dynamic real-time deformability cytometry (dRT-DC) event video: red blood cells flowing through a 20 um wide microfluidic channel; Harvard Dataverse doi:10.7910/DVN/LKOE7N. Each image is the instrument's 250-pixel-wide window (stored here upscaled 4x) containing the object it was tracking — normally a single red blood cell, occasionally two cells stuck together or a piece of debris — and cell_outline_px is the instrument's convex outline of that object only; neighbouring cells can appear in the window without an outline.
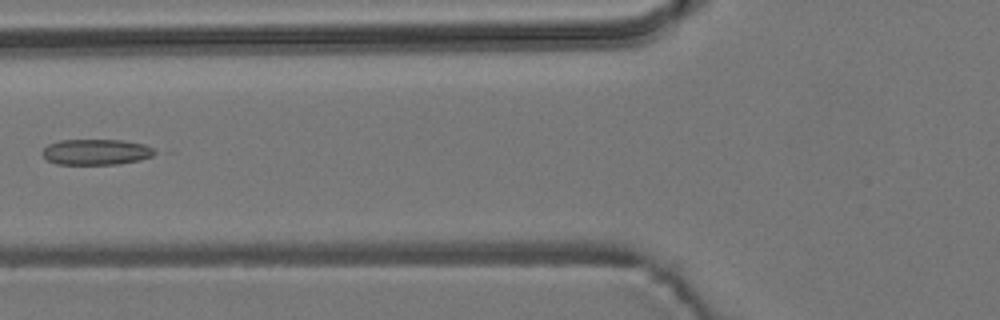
{"species": "common noctule bat (a hibernating species)", "species_latin": "Nyctalus noctula", "temperature_condition": "room temperature", "stored_images_in_passage": 3, "camera_frame_rate_fps": 3000, "um_per_image_px": 0.085, "animal": {"sex": "male", "body_mass_g": 19.2, "forearm_length_mm": 51.8}, "frame": {"image": 1, "passage_image": 3, "time_ms": 2.333, "image_size_px": [1000, 320], "cell_outline_px": [[160, 152], [152, 156], [140, 160], [116, 164], [56, 164], [48, 160], [40, 152], [48, 144], [60, 140], [124, 140], [144, 144]], "centroid_in_image_um": [8.19, 12.91], "position_along_channel_um": 117.6, "area_um2": 16.94}}